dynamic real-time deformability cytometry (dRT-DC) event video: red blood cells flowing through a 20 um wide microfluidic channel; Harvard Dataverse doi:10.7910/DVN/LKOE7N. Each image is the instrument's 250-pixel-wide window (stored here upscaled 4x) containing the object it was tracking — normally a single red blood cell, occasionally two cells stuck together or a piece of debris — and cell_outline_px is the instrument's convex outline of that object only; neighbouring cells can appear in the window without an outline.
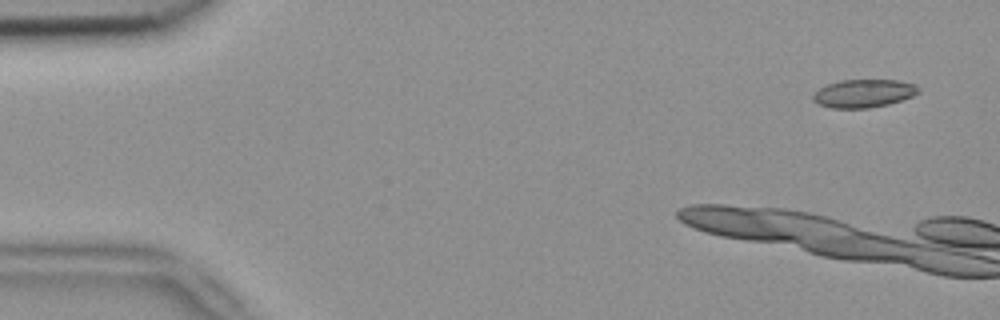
{"species": "common noctule bat (a hibernating species)", "species_latin": "Nyctalus noctula", "temperature_condition": "room temperature", "stored_images_in_passage": 2, "segment_of_instrument_passage": [2, 2], "camera_frame_rate_fps": 3000, "um_per_image_px": 0.085, "animal": {"sex": "female", "body_mass_g": 18.4}, "frame": {"image": 1, "passage_image": 2, "time_ms": 0.333, "image_size_px": [1000, 320], "cell_outline_px": [[920, 92], [912, 96], [888, 104], [868, 108], [828, 108], [816, 104], [812, 100], [812, 96], [820, 88], [828, 84], [840, 80], [896, 80], [916, 84], [920, 88]], "centroid_in_image_um": [73.39, 7.94], "position_along_channel_um": 11.6, "area_um2": 17.34}}